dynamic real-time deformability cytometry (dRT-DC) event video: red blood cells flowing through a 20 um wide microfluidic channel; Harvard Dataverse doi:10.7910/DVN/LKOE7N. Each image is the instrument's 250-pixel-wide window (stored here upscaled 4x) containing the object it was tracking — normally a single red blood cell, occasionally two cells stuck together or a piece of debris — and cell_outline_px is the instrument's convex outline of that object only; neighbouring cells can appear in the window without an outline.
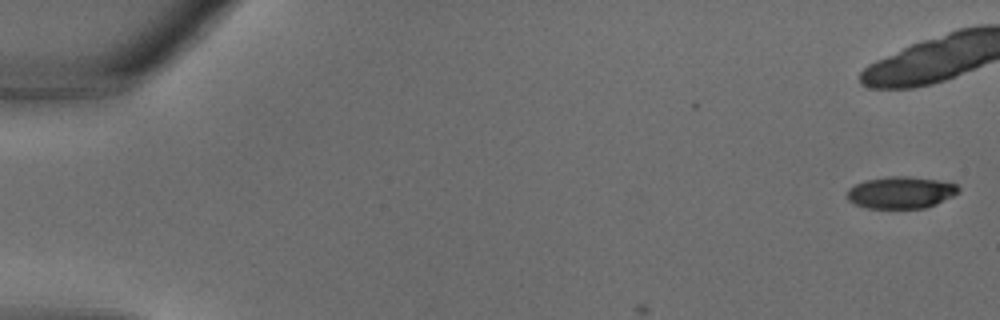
{"species": "common noctule bat (a hibernating species)", "species_latin": "Nyctalus noctula", "temperature_condition": "warm", "stored_images_in_passage": 6, "camera_frame_rate_fps": 3000, "um_per_image_px": 0.085, "animal": {"sex": "male", "body_mass_g": 18.8}, "frame": {"image": 1, "passage_image": 1, "time_ms": 0.0, "image_size_px": [1000, 320], "cell_outline_px": [[960, 192], [936, 204], [924, 208], [868, 208], [856, 204], [848, 200], [848, 188], [856, 184], [868, 180], [888, 176], [908, 176], [936, 180], [956, 184], [960, 188]], "centroid_in_image_um": [76.59, 16.36], "position_along_channel_um": 8.4, "area_um2": 20.52}}